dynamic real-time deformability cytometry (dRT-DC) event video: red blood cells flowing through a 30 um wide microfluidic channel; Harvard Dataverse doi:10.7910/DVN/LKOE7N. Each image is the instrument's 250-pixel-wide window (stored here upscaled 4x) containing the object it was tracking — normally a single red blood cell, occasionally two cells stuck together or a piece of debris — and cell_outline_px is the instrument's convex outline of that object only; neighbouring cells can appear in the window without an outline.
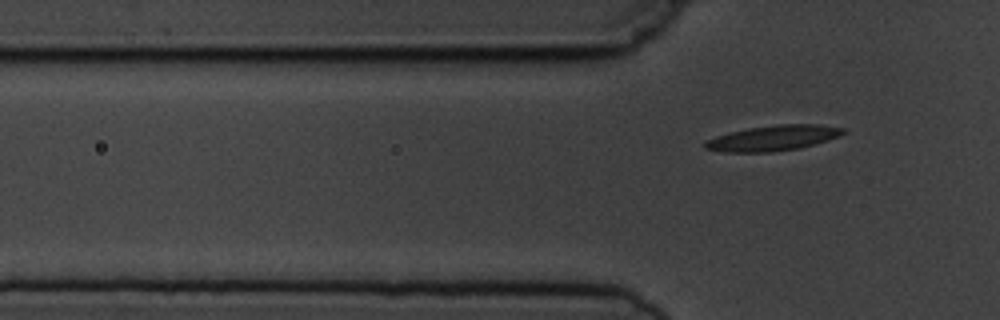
{"species": "common noctule bat (a hibernating species)", "species_latin": "Nyctalus noctula", "temperature_condition": "cold", "stored_images_in_passage": 6, "camera_frame_rate_fps": 3000, "um_per_image_px": 0.085, "animal": {"sex": "male", "body_mass_g": 19.5, "forearm_length_mm": 54.6}, "frame": {"image": 1, "passage_image": 6, "time_ms": 7.667, "image_size_px": [1000, 320], "cell_outline_px": [[844, 132], [840, 136], [828, 140], [800, 148], [772, 152], [724, 152], [704, 148], [704, 144], [708, 140], [716, 136], [748, 128], [776, 124], [820, 124], [844, 128]], "centroid_in_image_um": [65.74, 11.73], "position_along_channel_um": 60.1, "area_um2": 20.35}}